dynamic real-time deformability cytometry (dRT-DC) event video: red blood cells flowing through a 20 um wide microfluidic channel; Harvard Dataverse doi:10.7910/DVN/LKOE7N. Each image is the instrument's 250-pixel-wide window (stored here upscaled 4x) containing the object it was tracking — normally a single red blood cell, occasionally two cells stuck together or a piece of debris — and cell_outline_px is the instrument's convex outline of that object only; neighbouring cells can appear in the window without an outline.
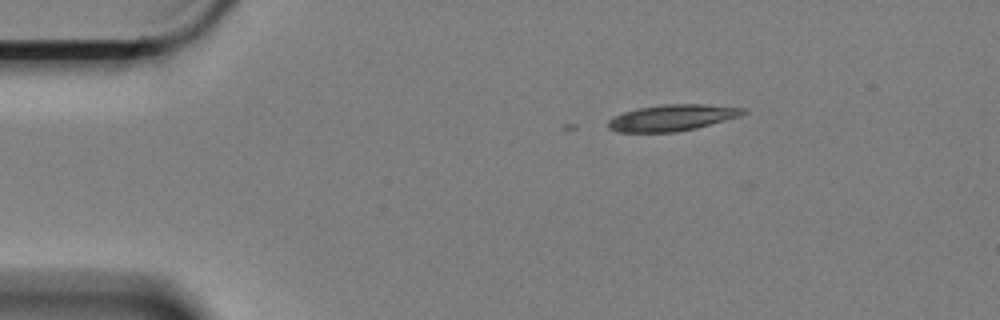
{"species": "Egyptian fruit bat (a non-hibernating species)", "species_latin": "Rousettus aegyptiacus", "temperature_condition": "cold", "stored_images_in_passage": 5, "camera_frame_rate_fps": 3000, "um_per_image_px": 0.085, "animal": {"sex": "female"}, "frame": {"image": 1, "passage_image": 3, "time_ms": 0.667, "image_size_px": [1000, 320], "cell_outline_px": [[748, 112], [740, 116], [696, 128], [676, 132], [616, 132], [608, 128], [608, 120], [612, 116], [624, 112], [640, 108], [664, 104], [704, 104], [748, 108]], "centroid_in_image_um": [57.15, 10.0], "position_along_channel_um": 27.9, "area_um2": 20.75}}